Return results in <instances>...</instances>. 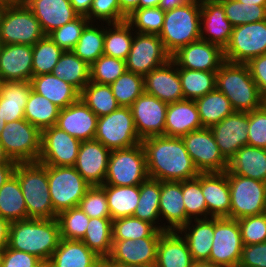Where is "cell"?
I'll use <instances>...</instances> for the list:
<instances>
[{
    "label": "cell",
    "mask_w": 266,
    "mask_h": 267,
    "mask_svg": "<svg viewBox=\"0 0 266 267\" xmlns=\"http://www.w3.org/2000/svg\"><path fill=\"white\" fill-rule=\"evenodd\" d=\"M141 144L150 178L181 182L196 178L200 174L181 137L151 136L142 139Z\"/></svg>",
    "instance_id": "cell-1"
},
{
    "label": "cell",
    "mask_w": 266,
    "mask_h": 267,
    "mask_svg": "<svg viewBox=\"0 0 266 267\" xmlns=\"http://www.w3.org/2000/svg\"><path fill=\"white\" fill-rule=\"evenodd\" d=\"M61 240L59 223L53 219L28 218L10 223L8 246L49 261Z\"/></svg>",
    "instance_id": "cell-2"
},
{
    "label": "cell",
    "mask_w": 266,
    "mask_h": 267,
    "mask_svg": "<svg viewBox=\"0 0 266 267\" xmlns=\"http://www.w3.org/2000/svg\"><path fill=\"white\" fill-rule=\"evenodd\" d=\"M216 88L238 112H250L266 103L246 63L224 61L216 71Z\"/></svg>",
    "instance_id": "cell-3"
},
{
    "label": "cell",
    "mask_w": 266,
    "mask_h": 267,
    "mask_svg": "<svg viewBox=\"0 0 266 267\" xmlns=\"http://www.w3.org/2000/svg\"><path fill=\"white\" fill-rule=\"evenodd\" d=\"M14 175L18 178L26 203L27 219H53L47 165L39 162L17 163Z\"/></svg>",
    "instance_id": "cell-4"
},
{
    "label": "cell",
    "mask_w": 266,
    "mask_h": 267,
    "mask_svg": "<svg viewBox=\"0 0 266 267\" xmlns=\"http://www.w3.org/2000/svg\"><path fill=\"white\" fill-rule=\"evenodd\" d=\"M200 22L199 4L188 3L165 11L163 27L159 34L165 50L172 55L181 47L199 40Z\"/></svg>",
    "instance_id": "cell-5"
},
{
    "label": "cell",
    "mask_w": 266,
    "mask_h": 267,
    "mask_svg": "<svg viewBox=\"0 0 266 267\" xmlns=\"http://www.w3.org/2000/svg\"><path fill=\"white\" fill-rule=\"evenodd\" d=\"M49 192L54 212L59 213L79 206L91 186L74 166L47 165Z\"/></svg>",
    "instance_id": "cell-6"
},
{
    "label": "cell",
    "mask_w": 266,
    "mask_h": 267,
    "mask_svg": "<svg viewBox=\"0 0 266 267\" xmlns=\"http://www.w3.org/2000/svg\"><path fill=\"white\" fill-rule=\"evenodd\" d=\"M148 177L145 151L141 143L111 151L104 184L134 186L140 185Z\"/></svg>",
    "instance_id": "cell-7"
},
{
    "label": "cell",
    "mask_w": 266,
    "mask_h": 267,
    "mask_svg": "<svg viewBox=\"0 0 266 267\" xmlns=\"http://www.w3.org/2000/svg\"><path fill=\"white\" fill-rule=\"evenodd\" d=\"M44 36L40 22L27 6L1 8L0 44L33 46Z\"/></svg>",
    "instance_id": "cell-8"
},
{
    "label": "cell",
    "mask_w": 266,
    "mask_h": 267,
    "mask_svg": "<svg viewBox=\"0 0 266 267\" xmlns=\"http://www.w3.org/2000/svg\"><path fill=\"white\" fill-rule=\"evenodd\" d=\"M231 208L229 218L266 213V183L260 180L235 175L227 170Z\"/></svg>",
    "instance_id": "cell-9"
},
{
    "label": "cell",
    "mask_w": 266,
    "mask_h": 267,
    "mask_svg": "<svg viewBox=\"0 0 266 267\" xmlns=\"http://www.w3.org/2000/svg\"><path fill=\"white\" fill-rule=\"evenodd\" d=\"M0 142L8 156L17 163L38 162L41 132L26 119L6 123Z\"/></svg>",
    "instance_id": "cell-10"
},
{
    "label": "cell",
    "mask_w": 266,
    "mask_h": 267,
    "mask_svg": "<svg viewBox=\"0 0 266 267\" xmlns=\"http://www.w3.org/2000/svg\"><path fill=\"white\" fill-rule=\"evenodd\" d=\"M94 139L111 151L141 143L130 107L120 106L110 114L98 117Z\"/></svg>",
    "instance_id": "cell-11"
},
{
    "label": "cell",
    "mask_w": 266,
    "mask_h": 267,
    "mask_svg": "<svg viewBox=\"0 0 266 267\" xmlns=\"http://www.w3.org/2000/svg\"><path fill=\"white\" fill-rule=\"evenodd\" d=\"M262 54H266V20L233 27L224 49L225 61L247 63Z\"/></svg>",
    "instance_id": "cell-12"
},
{
    "label": "cell",
    "mask_w": 266,
    "mask_h": 267,
    "mask_svg": "<svg viewBox=\"0 0 266 267\" xmlns=\"http://www.w3.org/2000/svg\"><path fill=\"white\" fill-rule=\"evenodd\" d=\"M243 246L238 220L214 217V238L209 262L223 267H238Z\"/></svg>",
    "instance_id": "cell-13"
},
{
    "label": "cell",
    "mask_w": 266,
    "mask_h": 267,
    "mask_svg": "<svg viewBox=\"0 0 266 267\" xmlns=\"http://www.w3.org/2000/svg\"><path fill=\"white\" fill-rule=\"evenodd\" d=\"M181 138L199 173L227 170L228 161L221 154L210 128L191 131Z\"/></svg>",
    "instance_id": "cell-14"
},
{
    "label": "cell",
    "mask_w": 266,
    "mask_h": 267,
    "mask_svg": "<svg viewBox=\"0 0 266 267\" xmlns=\"http://www.w3.org/2000/svg\"><path fill=\"white\" fill-rule=\"evenodd\" d=\"M171 59L159 35L134 32L131 49L126 61L127 71L145 76Z\"/></svg>",
    "instance_id": "cell-15"
},
{
    "label": "cell",
    "mask_w": 266,
    "mask_h": 267,
    "mask_svg": "<svg viewBox=\"0 0 266 267\" xmlns=\"http://www.w3.org/2000/svg\"><path fill=\"white\" fill-rule=\"evenodd\" d=\"M81 141L56 125L41 132L38 162L50 166H74Z\"/></svg>",
    "instance_id": "cell-16"
},
{
    "label": "cell",
    "mask_w": 266,
    "mask_h": 267,
    "mask_svg": "<svg viewBox=\"0 0 266 267\" xmlns=\"http://www.w3.org/2000/svg\"><path fill=\"white\" fill-rule=\"evenodd\" d=\"M168 104L143 92L130 106L140 139L164 135Z\"/></svg>",
    "instance_id": "cell-17"
},
{
    "label": "cell",
    "mask_w": 266,
    "mask_h": 267,
    "mask_svg": "<svg viewBox=\"0 0 266 267\" xmlns=\"http://www.w3.org/2000/svg\"><path fill=\"white\" fill-rule=\"evenodd\" d=\"M171 60L178 68L201 71H217L225 61L220 46L201 39L178 49Z\"/></svg>",
    "instance_id": "cell-18"
},
{
    "label": "cell",
    "mask_w": 266,
    "mask_h": 267,
    "mask_svg": "<svg viewBox=\"0 0 266 267\" xmlns=\"http://www.w3.org/2000/svg\"><path fill=\"white\" fill-rule=\"evenodd\" d=\"M210 129L221 154L229 161L240 148L248 145V112L235 111Z\"/></svg>",
    "instance_id": "cell-19"
},
{
    "label": "cell",
    "mask_w": 266,
    "mask_h": 267,
    "mask_svg": "<svg viewBox=\"0 0 266 267\" xmlns=\"http://www.w3.org/2000/svg\"><path fill=\"white\" fill-rule=\"evenodd\" d=\"M111 150L93 139L81 141L75 169L91 185H103Z\"/></svg>",
    "instance_id": "cell-20"
},
{
    "label": "cell",
    "mask_w": 266,
    "mask_h": 267,
    "mask_svg": "<svg viewBox=\"0 0 266 267\" xmlns=\"http://www.w3.org/2000/svg\"><path fill=\"white\" fill-rule=\"evenodd\" d=\"M160 237H144L127 240H113L108 259L113 266L131 264H156Z\"/></svg>",
    "instance_id": "cell-21"
},
{
    "label": "cell",
    "mask_w": 266,
    "mask_h": 267,
    "mask_svg": "<svg viewBox=\"0 0 266 267\" xmlns=\"http://www.w3.org/2000/svg\"><path fill=\"white\" fill-rule=\"evenodd\" d=\"M144 92L167 104L184 99L178 67L171 59L144 76Z\"/></svg>",
    "instance_id": "cell-22"
},
{
    "label": "cell",
    "mask_w": 266,
    "mask_h": 267,
    "mask_svg": "<svg viewBox=\"0 0 266 267\" xmlns=\"http://www.w3.org/2000/svg\"><path fill=\"white\" fill-rule=\"evenodd\" d=\"M98 116L79 98L60 109L56 126L80 141L93 140L97 131Z\"/></svg>",
    "instance_id": "cell-23"
},
{
    "label": "cell",
    "mask_w": 266,
    "mask_h": 267,
    "mask_svg": "<svg viewBox=\"0 0 266 267\" xmlns=\"http://www.w3.org/2000/svg\"><path fill=\"white\" fill-rule=\"evenodd\" d=\"M32 46L0 44V81H29L33 77Z\"/></svg>",
    "instance_id": "cell-24"
},
{
    "label": "cell",
    "mask_w": 266,
    "mask_h": 267,
    "mask_svg": "<svg viewBox=\"0 0 266 267\" xmlns=\"http://www.w3.org/2000/svg\"><path fill=\"white\" fill-rule=\"evenodd\" d=\"M200 39L216 44L223 50L229 44L233 26L226 18L223 5L214 0L201 4Z\"/></svg>",
    "instance_id": "cell-25"
},
{
    "label": "cell",
    "mask_w": 266,
    "mask_h": 267,
    "mask_svg": "<svg viewBox=\"0 0 266 267\" xmlns=\"http://www.w3.org/2000/svg\"><path fill=\"white\" fill-rule=\"evenodd\" d=\"M159 215L166 219L163 231H178L190 221L183 202L182 181H161Z\"/></svg>",
    "instance_id": "cell-26"
},
{
    "label": "cell",
    "mask_w": 266,
    "mask_h": 267,
    "mask_svg": "<svg viewBox=\"0 0 266 267\" xmlns=\"http://www.w3.org/2000/svg\"><path fill=\"white\" fill-rule=\"evenodd\" d=\"M202 193L207 205V218H229L230 188L225 172L202 173Z\"/></svg>",
    "instance_id": "cell-27"
},
{
    "label": "cell",
    "mask_w": 266,
    "mask_h": 267,
    "mask_svg": "<svg viewBox=\"0 0 266 267\" xmlns=\"http://www.w3.org/2000/svg\"><path fill=\"white\" fill-rule=\"evenodd\" d=\"M27 7L40 22L45 35L79 16L70 0H29Z\"/></svg>",
    "instance_id": "cell-28"
},
{
    "label": "cell",
    "mask_w": 266,
    "mask_h": 267,
    "mask_svg": "<svg viewBox=\"0 0 266 267\" xmlns=\"http://www.w3.org/2000/svg\"><path fill=\"white\" fill-rule=\"evenodd\" d=\"M202 128L203 126L194 100L183 99L168 104L164 136L182 137L191 131Z\"/></svg>",
    "instance_id": "cell-29"
},
{
    "label": "cell",
    "mask_w": 266,
    "mask_h": 267,
    "mask_svg": "<svg viewBox=\"0 0 266 267\" xmlns=\"http://www.w3.org/2000/svg\"><path fill=\"white\" fill-rule=\"evenodd\" d=\"M178 232L186 240L194 262H209L214 238V217L190 220Z\"/></svg>",
    "instance_id": "cell-30"
},
{
    "label": "cell",
    "mask_w": 266,
    "mask_h": 267,
    "mask_svg": "<svg viewBox=\"0 0 266 267\" xmlns=\"http://www.w3.org/2000/svg\"><path fill=\"white\" fill-rule=\"evenodd\" d=\"M186 240L178 231H165L159 239L156 267H192Z\"/></svg>",
    "instance_id": "cell-31"
},
{
    "label": "cell",
    "mask_w": 266,
    "mask_h": 267,
    "mask_svg": "<svg viewBox=\"0 0 266 267\" xmlns=\"http://www.w3.org/2000/svg\"><path fill=\"white\" fill-rule=\"evenodd\" d=\"M32 90L63 109L80 98V92L70 83L59 79L52 73L33 76L30 80Z\"/></svg>",
    "instance_id": "cell-32"
},
{
    "label": "cell",
    "mask_w": 266,
    "mask_h": 267,
    "mask_svg": "<svg viewBox=\"0 0 266 267\" xmlns=\"http://www.w3.org/2000/svg\"><path fill=\"white\" fill-rule=\"evenodd\" d=\"M31 89L29 81H3L0 83V108L6 123L25 119L24 109Z\"/></svg>",
    "instance_id": "cell-33"
},
{
    "label": "cell",
    "mask_w": 266,
    "mask_h": 267,
    "mask_svg": "<svg viewBox=\"0 0 266 267\" xmlns=\"http://www.w3.org/2000/svg\"><path fill=\"white\" fill-rule=\"evenodd\" d=\"M227 170L232 174L266 183V149L243 146L228 161Z\"/></svg>",
    "instance_id": "cell-34"
},
{
    "label": "cell",
    "mask_w": 266,
    "mask_h": 267,
    "mask_svg": "<svg viewBox=\"0 0 266 267\" xmlns=\"http://www.w3.org/2000/svg\"><path fill=\"white\" fill-rule=\"evenodd\" d=\"M99 258L82 241L61 239L49 264L50 267H90Z\"/></svg>",
    "instance_id": "cell-35"
},
{
    "label": "cell",
    "mask_w": 266,
    "mask_h": 267,
    "mask_svg": "<svg viewBox=\"0 0 266 267\" xmlns=\"http://www.w3.org/2000/svg\"><path fill=\"white\" fill-rule=\"evenodd\" d=\"M107 197L112 221L133 216L140 198V185L113 186L101 185Z\"/></svg>",
    "instance_id": "cell-36"
},
{
    "label": "cell",
    "mask_w": 266,
    "mask_h": 267,
    "mask_svg": "<svg viewBox=\"0 0 266 267\" xmlns=\"http://www.w3.org/2000/svg\"><path fill=\"white\" fill-rule=\"evenodd\" d=\"M160 194L161 181L150 177L143 181L140 184V198L133 217L149 222L163 231L162 219L159 215Z\"/></svg>",
    "instance_id": "cell-37"
},
{
    "label": "cell",
    "mask_w": 266,
    "mask_h": 267,
    "mask_svg": "<svg viewBox=\"0 0 266 267\" xmlns=\"http://www.w3.org/2000/svg\"><path fill=\"white\" fill-rule=\"evenodd\" d=\"M194 101L203 128H211L235 112L229 99L217 88Z\"/></svg>",
    "instance_id": "cell-38"
},
{
    "label": "cell",
    "mask_w": 266,
    "mask_h": 267,
    "mask_svg": "<svg viewBox=\"0 0 266 267\" xmlns=\"http://www.w3.org/2000/svg\"><path fill=\"white\" fill-rule=\"evenodd\" d=\"M52 74L74 86L79 92L90 82V65L72 51H64Z\"/></svg>",
    "instance_id": "cell-39"
},
{
    "label": "cell",
    "mask_w": 266,
    "mask_h": 267,
    "mask_svg": "<svg viewBox=\"0 0 266 267\" xmlns=\"http://www.w3.org/2000/svg\"><path fill=\"white\" fill-rule=\"evenodd\" d=\"M0 216L10 223L27 219L25 199L14 174L0 188Z\"/></svg>",
    "instance_id": "cell-40"
},
{
    "label": "cell",
    "mask_w": 266,
    "mask_h": 267,
    "mask_svg": "<svg viewBox=\"0 0 266 267\" xmlns=\"http://www.w3.org/2000/svg\"><path fill=\"white\" fill-rule=\"evenodd\" d=\"M60 108L31 89L24 109L25 119L40 132L57 124Z\"/></svg>",
    "instance_id": "cell-41"
},
{
    "label": "cell",
    "mask_w": 266,
    "mask_h": 267,
    "mask_svg": "<svg viewBox=\"0 0 266 267\" xmlns=\"http://www.w3.org/2000/svg\"><path fill=\"white\" fill-rule=\"evenodd\" d=\"M81 240L100 258H108L112 251L113 234L111 218H90Z\"/></svg>",
    "instance_id": "cell-42"
},
{
    "label": "cell",
    "mask_w": 266,
    "mask_h": 267,
    "mask_svg": "<svg viewBox=\"0 0 266 267\" xmlns=\"http://www.w3.org/2000/svg\"><path fill=\"white\" fill-rule=\"evenodd\" d=\"M107 26L105 24L103 53L110 57L126 60L134 38L133 28L126 20L109 23Z\"/></svg>",
    "instance_id": "cell-43"
},
{
    "label": "cell",
    "mask_w": 266,
    "mask_h": 267,
    "mask_svg": "<svg viewBox=\"0 0 266 267\" xmlns=\"http://www.w3.org/2000/svg\"><path fill=\"white\" fill-rule=\"evenodd\" d=\"M184 99L195 100L216 88V71L178 68Z\"/></svg>",
    "instance_id": "cell-44"
},
{
    "label": "cell",
    "mask_w": 266,
    "mask_h": 267,
    "mask_svg": "<svg viewBox=\"0 0 266 267\" xmlns=\"http://www.w3.org/2000/svg\"><path fill=\"white\" fill-rule=\"evenodd\" d=\"M89 22L84 28L81 37L72 52L90 66L100 57L104 48L105 26ZM100 26V27H99Z\"/></svg>",
    "instance_id": "cell-45"
},
{
    "label": "cell",
    "mask_w": 266,
    "mask_h": 267,
    "mask_svg": "<svg viewBox=\"0 0 266 267\" xmlns=\"http://www.w3.org/2000/svg\"><path fill=\"white\" fill-rule=\"evenodd\" d=\"M80 98L98 117L108 115L120 107L110 85L106 84L90 81L80 92Z\"/></svg>",
    "instance_id": "cell-46"
},
{
    "label": "cell",
    "mask_w": 266,
    "mask_h": 267,
    "mask_svg": "<svg viewBox=\"0 0 266 267\" xmlns=\"http://www.w3.org/2000/svg\"><path fill=\"white\" fill-rule=\"evenodd\" d=\"M32 71L33 76L52 73L59 58L64 53L48 35L41 38L32 46Z\"/></svg>",
    "instance_id": "cell-47"
},
{
    "label": "cell",
    "mask_w": 266,
    "mask_h": 267,
    "mask_svg": "<svg viewBox=\"0 0 266 267\" xmlns=\"http://www.w3.org/2000/svg\"><path fill=\"white\" fill-rule=\"evenodd\" d=\"M164 232L158 230L153 224L133 216L112 221L113 240L131 239L135 241L144 237H160Z\"/></svg>",
    "instance_id": "cell-48"
},
{
    "label": "cell",
    "mask_w": 266,
    "mask_h": 267,
    "mask_svg": "<svg viewBox=\"0 0 266 267\" xmlns=\"http://www.w3.org/2000/svg\"><path fill=\"white\" fill-rule=\"evenodd\" d=\"M110 87L118 105L130 107L144 92V76L126 70Z\"/></svg>",
    "instance_id": "cell-49"
},
{
    "label": "cell",
    "mask_w": 266,
    "mask_h": 267,
    "mask_svg": "<svg viewBox=\"0 0 266 267\" xmlns=\"http://www.w3.org/2000/svg\"><path fill=\"white\" fill-rule=\"evenodd\" d=\"M182 193L187 218H207V205L202 193V173L196 178L182 181Z\"/></svg>",
    "instance_id": "cell-50"
},
{
    "label": "cell",
    "mask_w": 266,
    "mask_h": 267,
    "mask_svg": "<svg viewBox=\"0 0 266 267\" xmlns=\"http://www.w3.org/2000/svg\"><path fill=\"white\" fill-rule=\"evenodd\" d=\"M164 17L165 11L160 7L138 8L127 16L126 21L135 33L159 35Z\"/></svg>",
    "instance_id": "cell-51"
},
{
    "label": "cell",
    "mask_w": 266,
    "mask_h": 267,
    "mask_svg": "<svg viewBox=\"0 0 266 267\" xmlns=\"http://www.w3.org/2000/svg\"><path fill=\"white\" fill-rule=\"evenodd\" d=\"M221 4L233 27L266 20L265 6L241 3L237 0H227Z\"/></svg>",
    "instance_id": "cell-52"
},
{
    "label": "cell",
    "mask_w": 266,
    "mask_h": 267,
    "mask_svg": "<svg viewBox=\"0 0 266 267\" xmlns=\"http://www.w3.org/2000/svg\"><path fill=\"white\" fill-rule=\"evenodd\" d=\"M61 239L79 240L84 238L90 218L79 206L59 213L56 217Z\"/></svg>",
    "instance_id": "cell-53"
},
{
    "label": "cell",
    "mask_w": 266,
    "mask_h": 267,
    "mask_svg": "<svg viewBox=\"0 0 266 267\" xmlns=\"http://www.w3.org/2000/svg\"><path fill=\"white\" fill-rule=\"evenodd\" d=\"M126 70L125 60L103 54L90 66V81L110 85Z\"/></svg>",
    "instance_id": "cell-54"
},
{
    "label": "cell",
    "mask_w": 266,
    "mask_h": 267,
    "mask_svg": "<svg viewBox=\"0 0 266 267\" xmlns=\"http://www.w3.org/2000/svg\"><path fill=\"white\" fill-rule=\"evenodd\" d=\"M89 22L86 16L79 15L73 21L53 30L48 36L64 51H72Z\"/></svg>",
    "instance_id": "cell-55"
},
{
    "label": "cell",
    "mask_w": 266,
    "mask_h": 267,
    "mask_svg": "<svg viewBox=\"0 0 266 267\" xmlns=\"http://www.w3.org/2000/svg\"><path fill=\"white\" fill-rule=\"evenodd\" d=\"M79 207L89 218H111L105 190L101 185L90 186Z\"/></svg>",
    "instance_id": "cell-56"
},
{
    "label": "cell",
    "mask_w": 266,
    "mask_h": 267,
    "mask_svg": "<svg viewBox=\"0 0 266 267\" xmlns=\"http://www.w3.org/2000/svg\"><path fill=\"white\" fill-rule=\"evenodd\" d=\"M86 17L90 22L97 24L99 21L106 24L119 23L127 19L120 9L118 0H92V6Z\"/></svg>",
    "instance_id": "cell-57"
},
{
    "label": "cell",
    "mask_w": 266,
    "mask_h": 267,
    "mask_svg": "<svg viewBox=\"0 0 266 267\" xmlns=\"http://www.w3.org/2000/svg\"><path fill=\"white\" fill-rule=\"evenodd\" d=\"M244 245L266 242V213L238 219Z\"/></svg>",
    "instance_id": "cell-58"
},
{
    "label": "cell",
    "mask_w": 266,
    "mask_h": 267,
    "mask_svg": "<svg viewBox=\"0 0 266 267\" xmlns=\"http://www.w3.org/2000/svg\"><path fill=\"white\" fill-rule=\"evenodd\" d=\"M248 145L266 149V103L248 112Z\"/></svg>",
    "instance_id": "cell-59"
},
{
    "label": "cell",
    "mask_w": 266,
    "mask_h": 267,
    "mask_svg": "<svg viewBox=\"0 0 266 267\" xmlns=\"http://www.w3.org/2000/svg\"><path fill=\"white\" fill-rule=\"evenodd\" d=\"M1 267H36L42 261L36 256L11 249L7 246L1 253Z\"/></svg>",
    "instance_id": "cell-60"
},
{
    "label": "cell",
    "mask_w": 266,
    "mask_h": 267,
    "mask_svg": "<svg viewBox=\"0 0 266 267\" xmlns=\"http://www.w3.org/2000/svg\"><path fill=\"white\" fill-rule=\"evenodd\" d=\"M238 267H266V242L244 245Z\"/></svg>",
    "instance_id": "cell-61"
},
{
    "label": "cell",
    "mask_w": 266,
    "mask_h": 267,
    "mask_svg": "<svg viewBox=\"0 0 266 267\" xmlns=\"http://www.w3.org/2000/svg\"><path fill=\"white\" fill-rule=\"evenodd\" d=\"M251 77L257 84L260 93L266 101V54L254 57L247 63Z\"/></svg>",
    "instance_id": "cell-62"
},
{
    "label": "cell",
    "mask_w": 266,
    "mask_h": 267,
    "mask_svg": "<svg viewBox=\"0 0 266 267\" xmlns=\"http://www.w3.org/2000/svg\"><path fill=\"white\" fill-rule=\"evenodd\" d=\"M10 222L0 216V253L8 246Z\"/></svg>",
    "instance_id": "cell-63"
},
{
    "label": "cell",
    "mask_w": 266,
    "mask_h": 267,
    "mask_svg": "<svg viewBox=\"0 0 266 267\" xmlns=\"http://www.w3.org/2000/svg\"><path fill=\"white\" fill-rule=\"evenodd\" d=\"M17 163H1L0 164V188L14 174Z\"/></svg>",
    "instance_id": "cell-64"
},
{
    "label": "cell",
    "mask_w": 266,
    "mask_h": 267,
    "mask_svg": "<svg viewBox=\"0 0 266 267\" xmlns=\"http://www.w3.org/2000/svg\"><path fill=\"white\" fill-rule=\"evenodd\" d=\"M70 3L79 15L84 16L89 13L92 6V0H70Z\"/></svg>",
    "instance_id": "cell-65"
},
{
    "label": "cell",
    "mask_w": 266,
    "mask_h": 267,
    "mask_svg": "<svg viewBox=\"0 0 266 267\" xmlns=\"http://www.w3.org/2000/svg\"><path fill=\"white\" fill-rule=\"evenodd\" d=\"M121 11L129 16L134 10L140 8V0H118Z\"/></svg>",
    "instance_id": "cell-66"
},
{
    "label": "cell",
    "mask_w": 266,
    "mask_h": 267,
    "mask_svg": "<svg viewBox=\"0 0 266 267\" xmlns=\"http://www.w3.org/2000/svg\"><path fill=\"white\" fill-rule=\"evenodd\" d=\"M182 5L184 4L180 0H161L159 3V7L163 11L171 10Z\"/></svg>",
    "instance_id": "cell-67"
},
{
    "label": "cell",
    "mask_w": 266,
    "mask_h": 267,
    "mask_svg": "<svg viewBox=\"0 0 266 267\" xmlns=\"http://www.w3.org/2000/svg\"><path fill=\"white\" fill-rule=\"evenodd\" d=\"M29 0H0V7L27 6Z\"/></svg>",
    "instance_id": "cell-68"
},
{
    "label": "cell",
    "mask_w": 266,
    "mask_h": 267,
    "mask_svg": "<svg viewBox=\"0 0 266 267\" xmlns=\"http://www.w3.org/2000/svg\"><path fill=\"white\" fill-rule=\"evenodd\" d=\"M1 163H17L15 161H13L8 154L6 153L3 145L0 142V164Z\"/></svg>",
    "instance_id": "cell-69"
},
{
    "label": "cell",
    "mask_w": 266,
    "mask_h": 267,
    "mask_svg": "<svg viewBox=\"0 0 266 267\" xmlns=\"http://www.w3.org/2000/svg\"><path fill=\"white\" fill-rule=\"evenodd\" d=\"M161 0H140V8L159 7Z\"/></svg>",
    "instance_id": "cell-70"
},
{
    "label": "cell",
    "mask_w": 266,
    "mask_h": 267,
    "mask_svg": "<svg viewBox=\"0 0 266 267\" xmlns=\"http://www.w3.org/2000/svg\"><path fill=\"white\" fill-rule=\"evenodd\" d=\"M90 267H114L108 258H99Z\"/></svg>",
    "instance_id": "cell-71"
},
{
    "label": "cell",
    "mask_w": 266,
    "mask_h": 267,
    "mask_svg": "<svg viewBox=\"0 0 266 267\" xmlns=\"http://www.w3.org/2000/svg\"><path fill=\"white\" fill-rule=\"evenodd\" d=\"M192 267H223V266L216 265L215 263H211L208 261H202V262H194Z\"/></svg>",
    "instance_id": "cell-72"
},
{
    "label": "cell",
    "mask_w": 266,
    "mask_h": 267,
    "mask_svg": "<svg viewBox=\"0 0 266 267\" xmlns=\"http://www.w3.org/2000/svg\"><path fill=\"white\" fill-rule=\"evenodd\" d=\"M241 3H248V4H256L260 6H265L266 7V0H237Z\"/></svg>",
    "instance_id": "cell-73"
},
{
    "label": "cell",
    "mask_w": 266,
    "mask_h": 267,
    "mask_svg": "<svg viewBox=\"0 0 266 267\" xmlns=\"http://www.w3.org/2000/svg\"><path fill=\"white\" fill-rule=\"evenodd\" d=\"M114 267H156V264H131V265L114 266Z\"/></svg>",
    "instance_id": "cell-74"
},
{
    "label": "cell",
    "mask_w": 266,
    "mask_h": 267,
    "mask_svg": "<svg viewBox=\"0 0 266 267\" xmlns=\"http://www.w3.org/2000/svg\"><path fill=\"white\" fill-rule=\"evenodd\" d=\"M183 4L195 3L201 5L205 0H180Z\"/></svg>",
    "instance_id": "cell-75"
},
{
    "label": "cell",
    "mask_w": 266,
    "mask_h": 267,
    "mask_svg": "<svg viewBox=\"0 0 266 267\" xmlns=\"http://www.w3.org/2000/svg\"><path fill=\"white\" fill-rule=\"evenodd\" d=\"M5 125H6V121L1 114V108H0V135H1V132L3 131Z\"/></svg>",
    "instance_id": "cell-76"
},
{
    "label": "cell",
    "mask_w": 266,
    "mask_h": 267,
    "mask_svg": "<svg viewBox=\"0 0 266 267\" xmlns=\"http://www.w3.org/2000/svg\"><path fill=\"white\" fill-rule=\"evenodd\" d=\"M36 267H50L49 261H42L39 265Z\"/></svg>",
    "instance_id": "cell-77"
},
{
    "label": "cell",
    "mask_w": 266,
    "mask_h": 267,
    "mask_svg": "<svg viewBox=\"0 0 266 267\" xmlns=\"http://www.w3.org/2000/svg\"><path fill=\"white\" fill-rule=\"evenodd\" d=\"M214 1H216V2H224V1H227V0H214Z\"/></svg>",
    "instance_id": "cell-78"
}]
</instances>
